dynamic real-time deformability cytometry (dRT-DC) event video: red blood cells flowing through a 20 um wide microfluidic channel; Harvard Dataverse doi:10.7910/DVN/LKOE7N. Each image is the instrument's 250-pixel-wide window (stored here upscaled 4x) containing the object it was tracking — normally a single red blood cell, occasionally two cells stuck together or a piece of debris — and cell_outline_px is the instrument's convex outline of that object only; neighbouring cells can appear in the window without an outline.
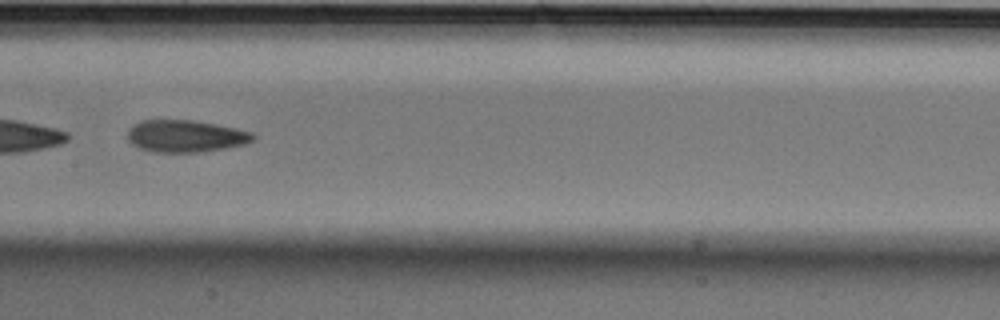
{"species": "Egyptian fruit bat (a non-hibernating species)", "species_latin": "Rousettus aegyptiacus", "temperature_condition": "cold", "stored_images_in_passage": 30, "camera_frame_rate_fps": 3000, "um_per_image_px": 0.085, "animal": {"sex": "male"}, "frame": {"image": 1, "passage_image": 28, "time_ms": 9.0, "image_size_px": [1000, 320], "cell_outline_px": [[256, 140], [244, 144], [228, 148], [200, 152], [152, 152], [140, 148], [132, 144], [128, 140], [128, 128], [144, 120], [192, 120], [216, 124], [236, 128], [252, 132], [256, 136]], "centroid_in_image_um": [15.81, 11.57], "position_along_channel_um": 191.6, "area_um2": 23.58}}